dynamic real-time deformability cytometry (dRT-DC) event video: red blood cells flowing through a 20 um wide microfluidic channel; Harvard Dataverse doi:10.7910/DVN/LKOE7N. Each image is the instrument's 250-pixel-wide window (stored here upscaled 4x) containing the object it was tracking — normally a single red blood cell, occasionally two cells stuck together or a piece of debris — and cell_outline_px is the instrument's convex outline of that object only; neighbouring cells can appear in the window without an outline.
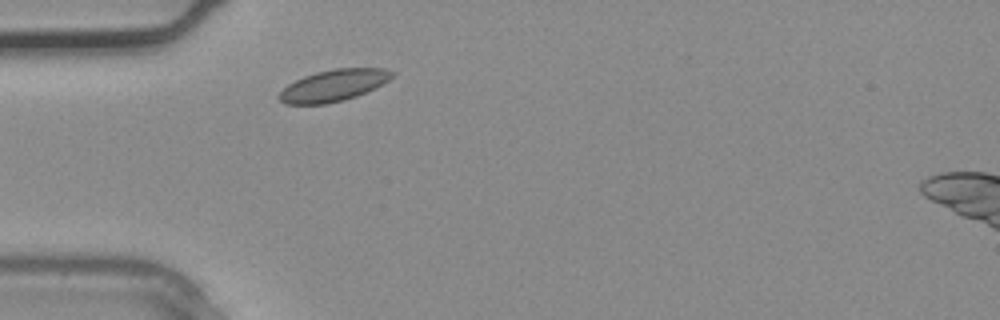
{"species": "common noctule bat (a hibernating species)", "species_latin": "Nyctalus noctula", "temperature_condition": "warm", "stored_images_in_passage": 1, "camera_frame_rate_fps": 3000, "um_per_image_px": 0.085, "animal": {"sex": "male", "body_mass_g": 20.4}, "frame": {"image": 1, "passage_image": 1, "time_ms": 0.0, "image_size_px": [1000, 320], "cell_outline_px": [[396, 72], [388, 80], [356, 96], [344, 100], [328, 104], [284, 104], [276, 96], [288, 84], [304, 76], [316, 72], [336, 68], [384, 68]], "centroid_in_image_um": [28.31, 7.26], "position_along_channel_um": 56.7, "area_um2": 20.63}}